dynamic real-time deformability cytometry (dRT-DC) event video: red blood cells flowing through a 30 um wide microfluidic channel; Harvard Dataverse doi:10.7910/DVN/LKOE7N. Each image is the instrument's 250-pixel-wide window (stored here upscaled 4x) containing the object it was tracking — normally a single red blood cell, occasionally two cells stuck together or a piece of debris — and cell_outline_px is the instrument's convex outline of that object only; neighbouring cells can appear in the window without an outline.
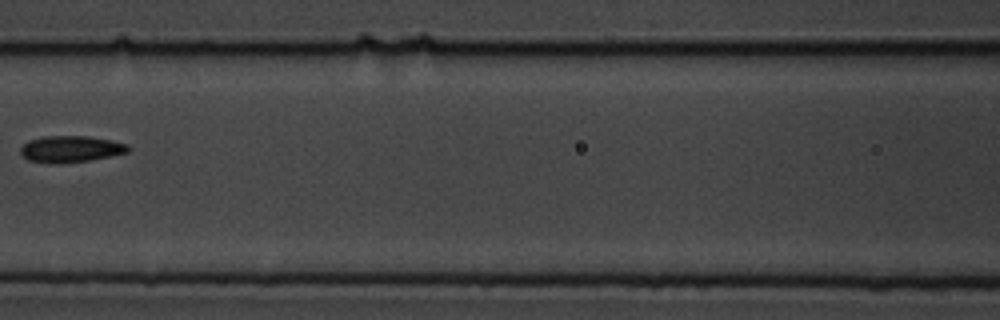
{"species": "common noctule bat (a hibernating species)", "species_latin": "Nyctalus noctula", "temperature_condition": "cold", "stored_images_in_passage": 15, "camera_frame_rate_fps": 3000, "um_per_image_px": 0.085, "animal": {"sex": "male", "body_mass_g": 19.5, "forearm_length_mm": 54.6}, "frame": {"image": 1, "passage_image": 7, "time_ms": 8.0, "image_size_px": [1000, 320], "cell_outline_px": [[132, 148], [128, 152], [112, 156], [92, 160], [60, 164], [52, 164], [28, 160], [20, 152], [20, 148], [28, 140], [44, 136], [88, 136], [112, 140], [128, 144]], "centroid_in_image_um": [6.04, 12.67], "position_along_channel_um": 160.6, "area_um2": 16.94}}
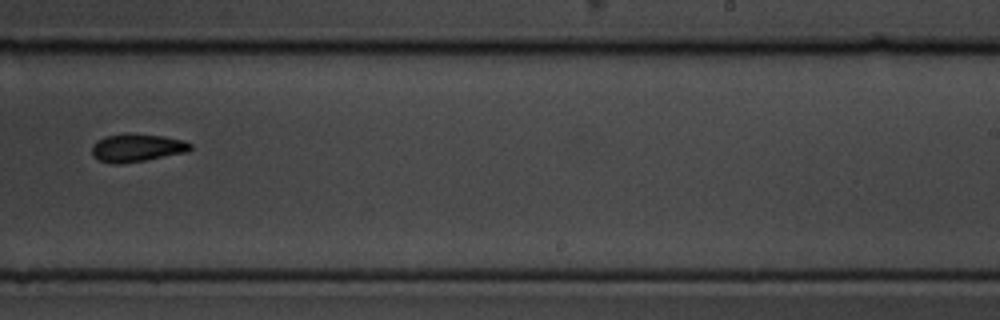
{"frame": {"image": 2, "passage_image": 10, "time_ms": 11.333, "image_size_px": [1000, 320], "cell_outline_px": [[192, 148], [188, 152], [144, 160], [120, 164], [112, 164], [100, 160], [92, 156], [92, 144], [96, 140], [104, 136], [128, 132], [164, 136], [184, 140], [192, 144]], "centroid_in_image_um": [11.62, 12.54], "position_along_channel_um": 277.4, "area_um2": 16.36}}
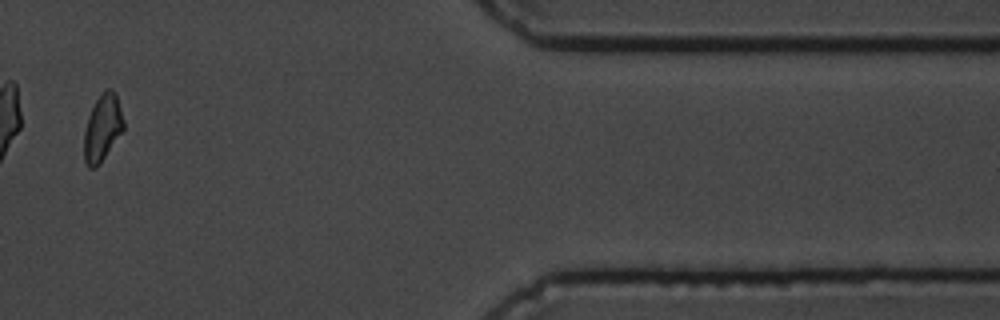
{"frame": {"image": 3, "passage_image": 13, "time_ms": 16.0, "image_size_px": [1000, 320], "cell_outline_px": [[124, 128], [100, 164], [96, 168], [88, 168], [84, 160], [84, 132], [88, 116], [96, 100], [108, 88], [112, 88], [116, 92], [124, 120]], "centroid_in_image_um": [8.71, 10.88], "position_along_channel_um": 402.7, "area_um2": 15.32}, "authors_computed_cell_mechanics": {"area_um2": 16.3574, "velocity_mm_per_s": 3.5261, "shape_relaxation_time_tau1_ms": 3.3375, "shape_relaxation_time_tau2_ms": null, "deformation_change_tau1": 0.1164, "deformation_change_tau2": null}}